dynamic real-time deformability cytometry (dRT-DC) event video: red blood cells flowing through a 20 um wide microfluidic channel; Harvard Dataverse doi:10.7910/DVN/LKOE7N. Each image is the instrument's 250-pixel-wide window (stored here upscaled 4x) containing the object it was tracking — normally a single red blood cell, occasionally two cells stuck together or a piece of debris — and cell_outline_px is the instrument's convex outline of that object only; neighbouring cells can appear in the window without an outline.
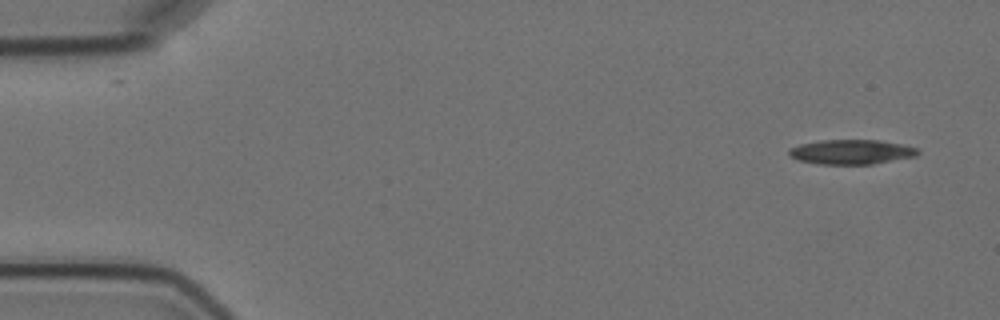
{"species": "Egyptian fruit bat (a non-hibernating species)", "species_latin": "Rousettus aegyptiacus", "temperature_condition": "cold", "stored_images_in_passage": 10, "camera_frame_rate_fps": 3000, "um_per_image_px": 0.085, "animal": {"sex": "female"}, "frame": {"image": 1, "passage_image": 1, "time_ms": 0.0, "image_size_px": [1000, 320], "cell_outline_px": [[920, 152], [916, 156], [872, 164], [820, 164], [796, 160], [788, 152], [788, 148], [800, 144], [824, 140], [880, 140], [920, 148]], "centroid_in_image_um": [72.38, 12.91], "position_along_channel_um": 12.6, "area_um2": 18.5}}
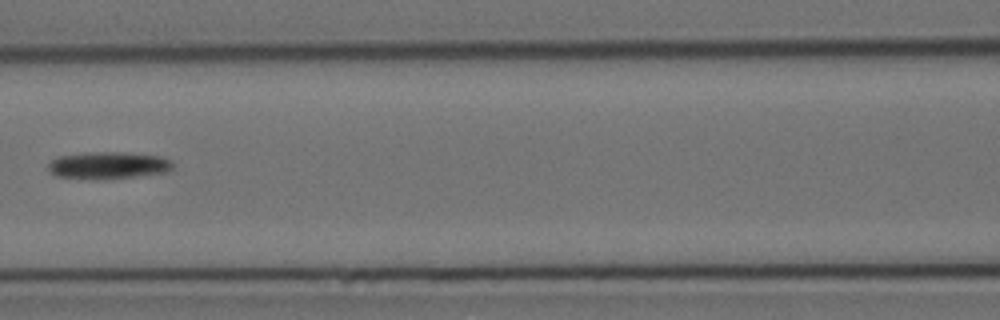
{"frame": {"image": 2, "passage_image": 6, "time_ms": 7.333, "image_size_px": [1000, 320], "cell_outline_px": [[172, 168], [168, 172], [136, 176], [56, 176], [48, 172], [48, 164], [52, 160], [60, 156], [84, 152], [124, 152], [160, 156], [172, 160]], "centroid_in_image_um": [9.24, 13.99], "position_along_channel_um": 157.4, "area_um2": 18.73}}
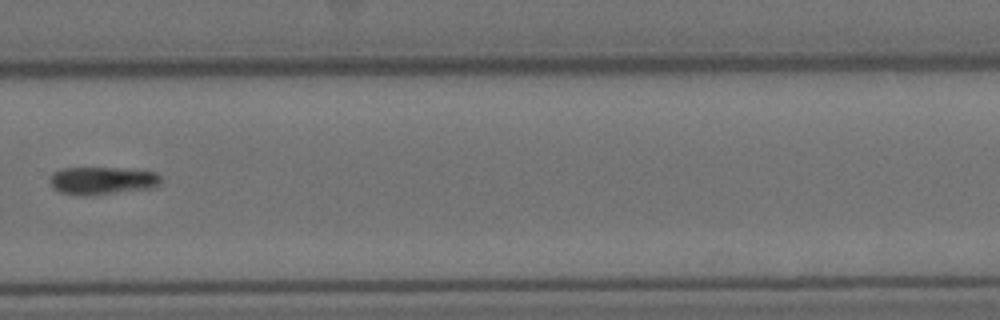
{"frame": {"image": 3, "passage_image": 10, "time_ms": 12.0, "image_size_px": [1000, 320], "cell_outline_px": [[160, 180], [152, 188], [92, 196], [76, 196], [60, 192], [52, 188], [48, 180], [52, 172], [60, 168], [116, 168], [156, 172], [160, 176]], "centroid_in_image_um": [8.59, 15.37], "position_along_channel_um": 321.2, "area_um2": 18.21}}